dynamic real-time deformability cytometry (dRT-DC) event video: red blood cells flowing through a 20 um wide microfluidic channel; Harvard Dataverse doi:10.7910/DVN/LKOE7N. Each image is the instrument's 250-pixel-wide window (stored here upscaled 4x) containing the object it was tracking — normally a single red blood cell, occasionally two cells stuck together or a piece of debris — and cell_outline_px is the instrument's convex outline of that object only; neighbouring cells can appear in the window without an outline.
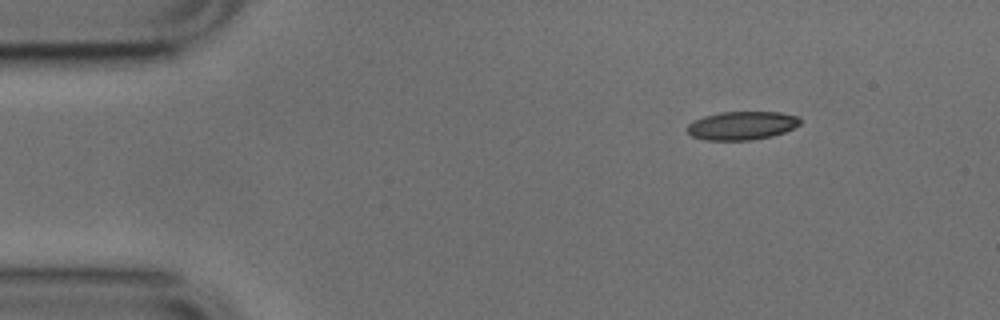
{"species": "common noctule bat (a hibernating species)", "species_latin": "Nyctalus noctula", "temperature_condition": "cold", "stored_images_in_passage": 47, "camera_frame_rate_fps": 3000, "um_per_image_px": 0.085, "animal": {"sex": "male", "body_mass_g": 17.9, "forearm_length_mm": 54.2}, "frame": {"image": 1, "passage_image": 1, "time_ms": 0.0, "image_size_px": [1000, 320], "cell_outline_px": [[800, 124], [784, 132], [772, 136], [752, 140], [704, 140], [692, 136], [688, 132], [688, 124], [704, 116], [720, 112], [780, 112], [796, 116], [800, 120]], "centroid_in_image_um": [63.05, 10.68], "position_along_channel_um": 21.9, "area_um2": 18.55}}
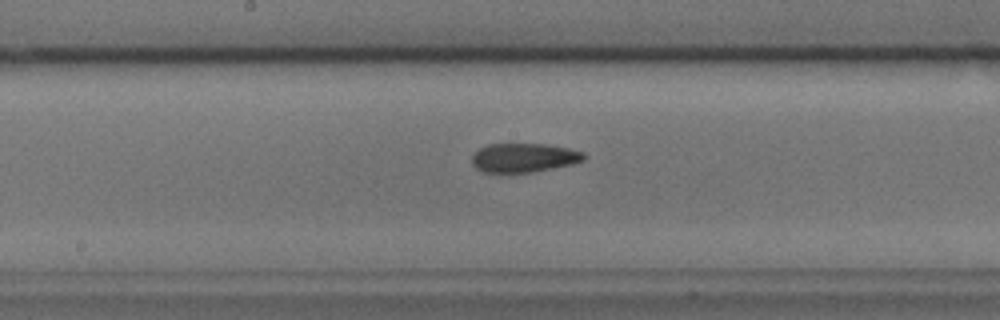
{"frame": {"image": 2, "passage_image": 21, "time_ms": 6.667, "image_size_px": [1000, 320], "cell_outline_px": [[588, 156], [584, 160], [572, 164], [532, 172], [508, 176], [484, 172], [476, 168], [472, 164], [472, 156], [480, 148], [488, 144], [548, 144], [568, 148], [584, 152]], "centroid_in_image_um": [44.51, 13.44], "position_along_channel_um": 203.7, "area_um2": 19.59}}
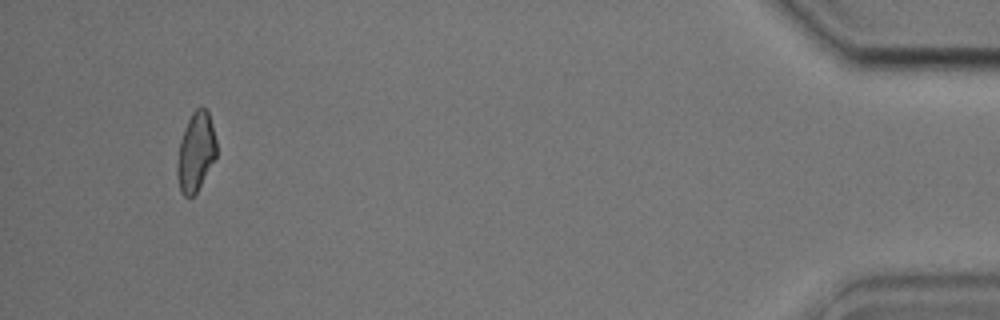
{"frame": {"image": 3, "passage_image": 44, "time_ms": 14.333, "image_size_px": [1000, 320], "cell_outline_px": [[216, 156], [196, 192], [192, 196], [184, 196], [180, 192], [176, 172], [176, 164], [180, 140], [184, 128], [192, 112], [200, 104], [208, 112], [216, 140]], "centroid_in_image_um": [16.61, 12.89], "position_along_channel_um": 418.6, "area_um2": 17.98}, "authors_computed_cell_mechanics": {"area_um2": 19.1896, "velocity_mm_per_s": 3.7788, "shape_relaxation_time_tau1_ms": 9.1531, "shape_relaxation_time_tau2_ms": 2.3404, "deformation_change_tau1": 0.2143, "deformation_change_tau2": 0.0921}}